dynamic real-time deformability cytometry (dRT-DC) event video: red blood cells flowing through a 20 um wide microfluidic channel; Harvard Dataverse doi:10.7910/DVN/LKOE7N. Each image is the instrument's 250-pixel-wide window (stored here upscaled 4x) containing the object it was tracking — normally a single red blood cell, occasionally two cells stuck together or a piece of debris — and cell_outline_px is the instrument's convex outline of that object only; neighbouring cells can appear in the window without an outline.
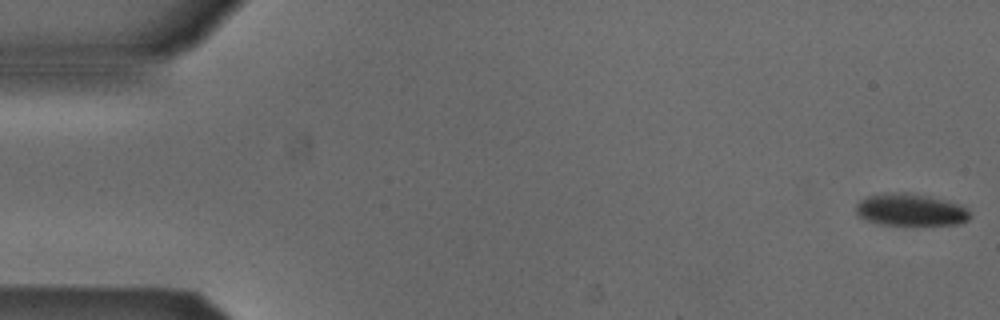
{"species": "Egyptian fruit bat (a non-hibernating species)", "species_latin": "Rousettus aegyptiacus", "temperature_condition": "cold", "stored_images_in_passage": 8, "camera_frame_rate_fps": 3000, "um_per_image_px": 0.085, "animal": {"sex": "male"}, "frame": {"image": 1, "passage_image": 1, "time_ms": 0.0, "image_size_px": [1000, 320], "cell_outline_px": [[972, 216], [968, 220], [956, 224], [876, 224], [860, 216], [856, 212], [856, 204], [860, 200], [868, 196], [900, 192], [904, 192], [928, 196], [960, 204], [968, 208]], "centroid_in_image_um": [77.43, 17.83], "position_along_channel_um": 7.6, "area_um2": 21.04}}